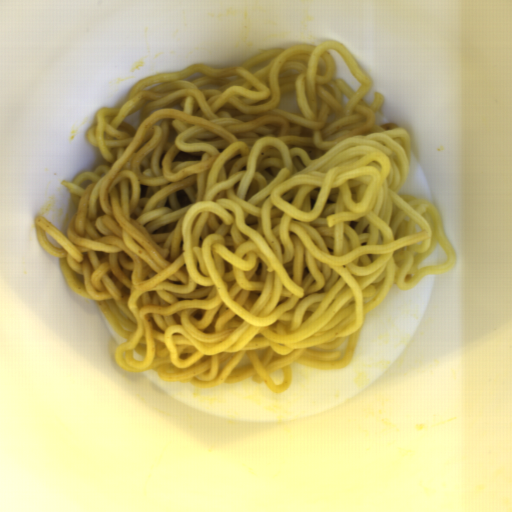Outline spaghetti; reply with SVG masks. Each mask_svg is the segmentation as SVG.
I'll list each match as a JSON object with an SVG mask.
<instances>
[{
    "instance_id": "obj_1",
    "label": "spaghetti",
    "mask_w": 512,
    "mask_h": 512,
    "mask_svg": "<svg viewBox=\"0 0 512 512\" xmlns=\"http://www.w3.org/2000/svg\"><path fill=\"white\" fill-rule=\"evenodd\" d=\"M332 49L358 91L334 76ZM373 85L328 40L151 75L98 110L86 140L105 162L61 180L76 207L67 233L47 216L34 227L124 340L120 369L287 393L293 362L350 365L392 287L453 270L439 209L400 192L410 134L377 122ZM438 242L446 263L420 268Z\"/></svg>"
}]
</instances>
